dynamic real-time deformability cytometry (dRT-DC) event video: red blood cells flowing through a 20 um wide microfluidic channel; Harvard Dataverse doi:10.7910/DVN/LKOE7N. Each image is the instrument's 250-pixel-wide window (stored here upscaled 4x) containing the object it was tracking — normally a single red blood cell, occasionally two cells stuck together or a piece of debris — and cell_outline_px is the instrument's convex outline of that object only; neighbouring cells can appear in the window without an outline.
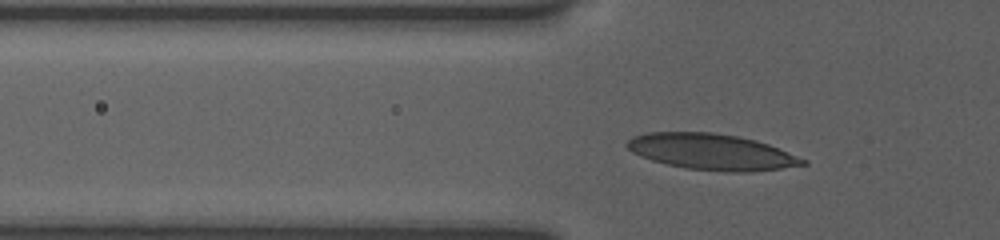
{"species": "human", "species_latin": "Homo sapiens", "temperature_condition": "room temperature", "stored_images_in_passage": 61, "camera_frame_rate_fps": 3000, "um_per_image_px": 0.085, "donor": {"sex": "female"}, "frame": {"image": 1, "passage_image": 11, "time_ms": 2.0, "image_size_px": [1000, 240], "cell_outline_px": [[808, 164], [752, 172], [724, 172], [684, 168], [652, 160], [640, 156], [632, 152], [624, 144], [632, 136], [648, 132], [712, 132], [736, 136], [768, 144], [808, 160]], "centroid_in_image_um": [60.46, 12.91], "position_along_channel_um": 65.3, "area_um2": 36.82}}
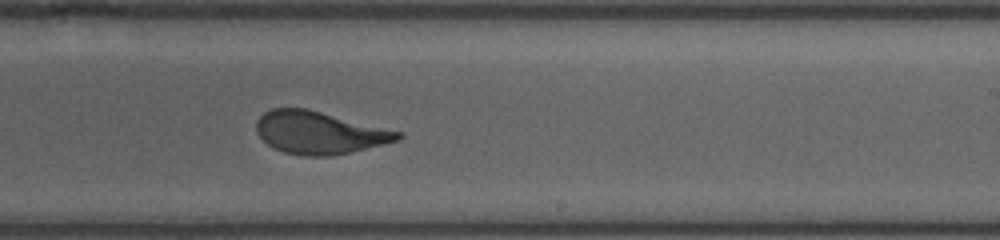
{"frame": {"image": 2, "passage_image": 35, "time_ms": 7.333, "image_size_px": [1000, 240], "cell_outline_px": [[404, 136], [400, 140], [384, 144], [348, 152], [328, 156], [304, 156], [284, 152], [272, 148], [256, 132], [256, 120], [264, 112], [272, 108], [304, 108], [404, 132]], "centroid_in_image_um": [27.14, 11.27], "position_along_channel_um": 261.9, "area_um2": 34.91}}
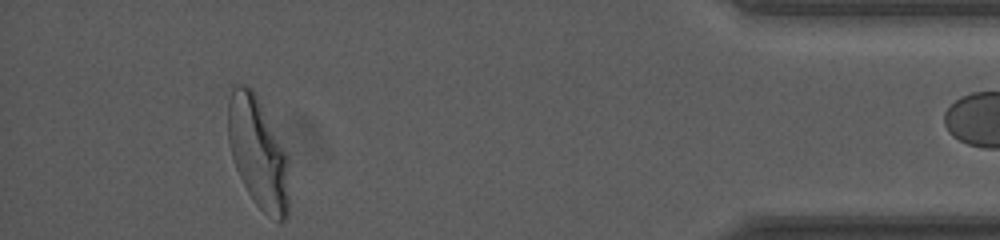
{"frame": {"image": 3, "passage_image": 59, "time_ms": 12.667, "image_size_px": [1000, 240], "cell_outline_px": [[288, 216], [284, 220], [280, 220], [264, 212], [256, 204], [248, 192], [236, 168], [232, 156], [228, 140], [228, 100], [232, 88], [236, 84], [244, 84], [252, 88], [288, 156]], "centroid_in_image_um": [21.92, 12.96], "position_along_channel_um": 413.3, "area_um2": 38.9}}